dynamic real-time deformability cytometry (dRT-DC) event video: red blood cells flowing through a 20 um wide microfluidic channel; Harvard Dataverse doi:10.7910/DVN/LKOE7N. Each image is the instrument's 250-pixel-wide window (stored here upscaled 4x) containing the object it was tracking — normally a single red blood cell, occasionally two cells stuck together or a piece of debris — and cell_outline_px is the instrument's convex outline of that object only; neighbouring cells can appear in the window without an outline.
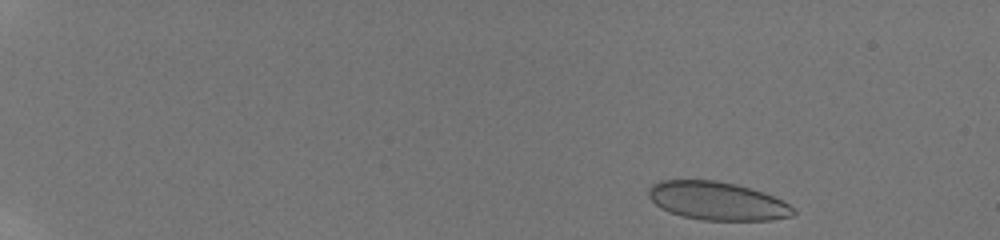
{"species": "human", "species_latin": "Homo sapiens", "temperature_condition": "room temperature", "stored_images_in_passage": 13, "camera_frame_rate_fps": 3000, "um_per_image_px": 0.085, "donor": {"sex": "male"}, "frame": {"image": 1, "passage_image": 1, "time_ms": 0.0, "image_size_px": [1000, 240], "cell_outline_px": [[796, 212], [792, 216], [772, 220], [700, 220], [684, 216], [660, 208], [648, 196], [648, 188], [652, 184], [660, 180], [712, 180], [736, 184], [764, 192], [796, 208]], "centroid_in_image_um": [60.97, 17.08], "position_along_channel_um": 24.0, "area_um2": 32.25}}
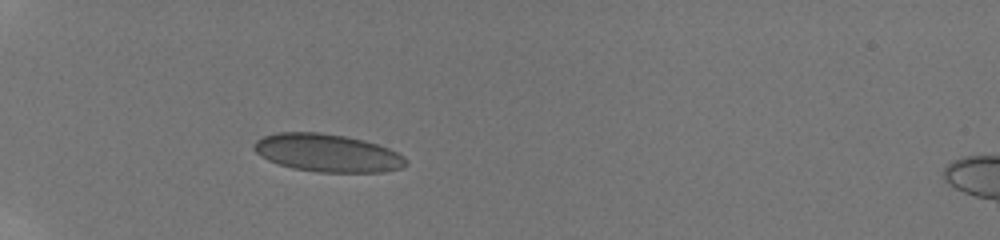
{"frame": {"image": 2, "passage_image": 10, "time_ms": 4.0, "image_size_px": [1000, 240], "cell_outline_px": [[408, 164], [400, 168], [380, 172], [320, 172], [292, 168], [268, 160], [256, 152], [252, 148], [252, 144], [256, 140], [264, 136], [276, 132], [320, 132], [344, 136], [364, 140], [388, 148], [404, 156], [408, 160]], "centroid_in_image_um": [27.81, 12.99], "position_along_channel_um": 57.2, "area_um2": 33.47}}